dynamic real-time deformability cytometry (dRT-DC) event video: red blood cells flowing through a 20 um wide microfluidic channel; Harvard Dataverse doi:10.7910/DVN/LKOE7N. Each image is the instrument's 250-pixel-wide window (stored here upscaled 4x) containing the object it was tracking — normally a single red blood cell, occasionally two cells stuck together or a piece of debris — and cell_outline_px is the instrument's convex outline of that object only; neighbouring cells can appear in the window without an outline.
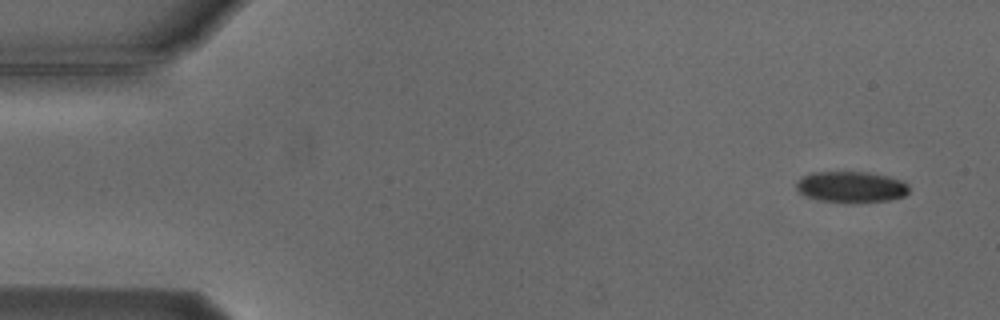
{"species": "Egyptian fruit bat (a non-hibernating species)", "species_latin": "Rousettus aegyptiacus", "temperature_condition": "cold", "stored_images_in_passage": 2, "camera_frame_rate_fps": 3000, "um_per_image_px": 0.085, "animal": {"sex": "male"}, "frame": {"image": 1, "passage_image": 2, "time_ms": 1.333, "image_size_px": [1000, 320], "cell_outline_px": [[908, 192], [904, 196], [888, 200], [856, 204], [848, 204], [816, 200], [800, 192], [796, 188], [796, 184], [800, 176], [812, 172], [872, 172], [888, 176], [900, 180], [908, 184]], "centroid_in_image_um": [72.33, 15.91], "position_along_channel_um": 12.7, "area_um2": 20.92}}